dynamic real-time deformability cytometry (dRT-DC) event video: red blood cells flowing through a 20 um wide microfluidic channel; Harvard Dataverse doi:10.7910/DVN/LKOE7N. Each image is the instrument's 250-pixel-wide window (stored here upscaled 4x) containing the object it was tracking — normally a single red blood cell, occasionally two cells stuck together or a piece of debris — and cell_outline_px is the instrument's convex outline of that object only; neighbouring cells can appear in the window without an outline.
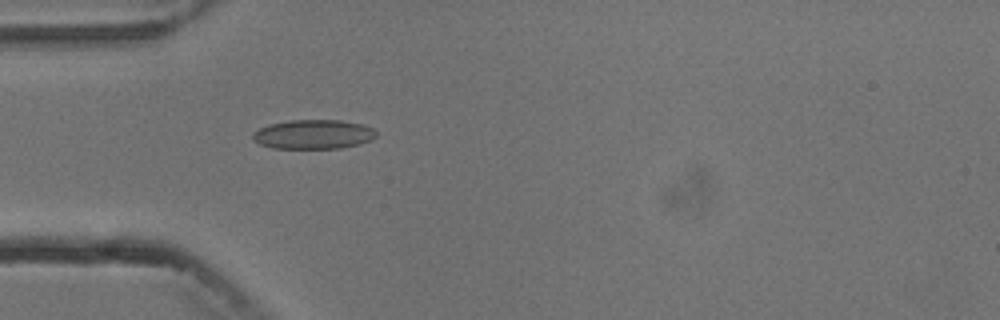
{"species": "common noctule bat (a hibernating species)", "species_latin": "Nyctalus noctula", "temperature_condition": "cold", "stored_images_in_passage": 1, "camera_frame_rate_fps": 3000, "um_per_image_px": 0.085, "animal": {"sex": "male", "body_mass_g": 13.3}, "frame": {"image": 1, "passage_image": 1, "time_ms": 0.0, "image_size_px": [1000, 320], "cell_outline_px": [[376, 136], [372, 140], [360, 144], [340, 148], [272, 148], [260, 144], [252, 140], [252, 132], [268, 124], [288, 120], [340, 120], [360, 124], [372, 128], [376, 132]], "centroid_in_image_um": [26.61, 11.42], "position_along_channel_um": 58.4, "area_um2": 21.15}}